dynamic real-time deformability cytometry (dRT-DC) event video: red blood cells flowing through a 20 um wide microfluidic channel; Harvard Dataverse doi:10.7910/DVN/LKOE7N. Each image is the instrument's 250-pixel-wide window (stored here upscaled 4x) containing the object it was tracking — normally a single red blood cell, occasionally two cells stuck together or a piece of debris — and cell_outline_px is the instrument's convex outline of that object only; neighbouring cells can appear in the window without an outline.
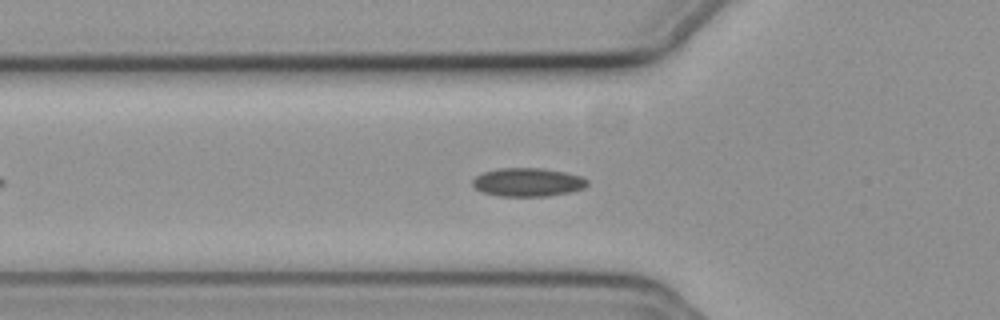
{"species": "common noctule bat (a hibernating species)", "species_latin": "Nyctalus noctula", "temperature_condition": "cold", "stored_images_in_passage": 49, "segment_of_instrument_passage": [1, 2], "camera_frame_rate_fps": 3000, "um_per_image_px": 0.085, "animal": {"sex": "female", "body_mass_g": 19.3, "forearm_length_mm": 54.1}, "frame": {"image": 1, "passage_image": 11, "time_ms": 3.333, "image_size_px": [1000, 320], "cell_outline_px": [[588, 184], [584, 188], [568, 192], [548, 196], [500, 196], [480, 192], [472, 184], [472, 180], [476, 176], [484, 172], [500, 168], [540, 168], [564, 172], [580, 176], [588, 180]], "centroid_in_image_um": [44.84, 15.49], "position_along_channel_um": 81.0, "area_um2": 18.96}}
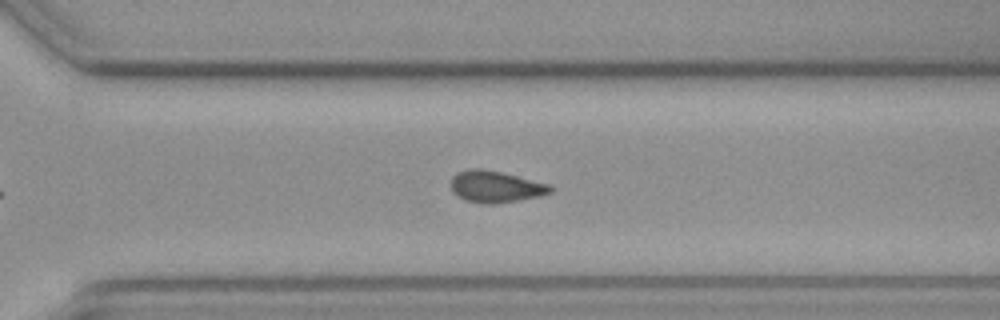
{"frame": {"image": 2, "passage_image": 31, "time_ms": 10.0, "image_size_px": [1000, 320], "cell_outline_px": [[552, 192], [540, 196], [496, 204], [484, 204], [464, 200], [456, 196], [452, 192], [448, 184], [452, 176], [456, 172], [468, 168], [480, 168], [500, 172], [548, 184], [552, 188]], "centroid_in_image_um": [42.02, 15.87], "position_along_channel_um": 328.6, "area_um2": 18.55}}
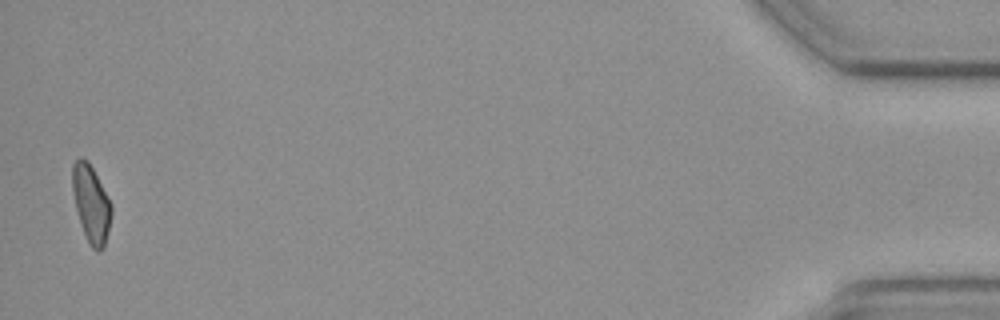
{"frame": {"image": 3, "passage_image": 47, "time_ms": 15.333, "image_size_px": [1000, 320], "cell_outline_px": [[112, 212], [108, 232], [104, 248], [100, 252], [96, 252], [92, 248], [84, 232], [76, 208], [72, 192], [72, 164], [80, 156], [88, 160], [112, 204]], "centroid_in_image_um": [7.75, 17.31], "position_along_channel_um": 427.4, "area_um2": 17.51}}